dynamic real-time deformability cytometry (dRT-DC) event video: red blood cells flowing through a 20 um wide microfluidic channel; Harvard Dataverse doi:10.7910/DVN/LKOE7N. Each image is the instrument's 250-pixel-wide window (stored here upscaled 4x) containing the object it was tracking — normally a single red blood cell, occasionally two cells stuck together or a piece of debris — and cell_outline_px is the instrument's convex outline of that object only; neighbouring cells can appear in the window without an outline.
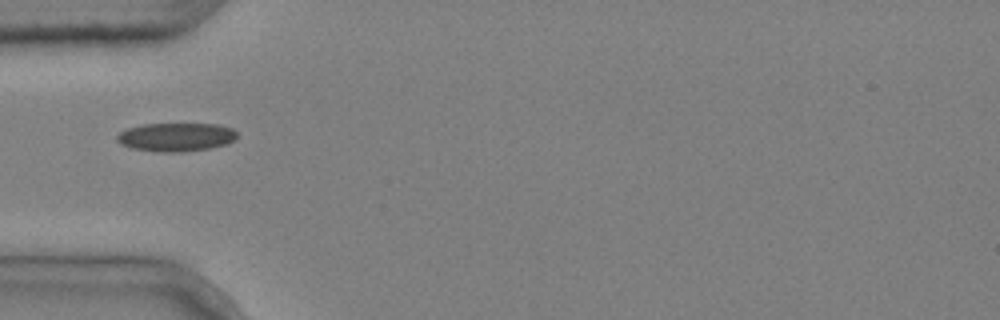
{"species": "common noctule bat (a hibernating species)", "species_latin": "Nyctalus noctula", "temperature_condition": "cold", "stored_images_in_passage": 1, "camera_frame_rate_fps": 3000, "um_per_image_px": 0.085, "animal": {"sex": "male", "body_mass_g": 20.4}, "frame": {"image": 1, "passage_image": 1, "time_ms": 0.0, "image_size_px": [1000, 320], "cell_outline_px": [[236, 140], [228, 144], [208, 148], [180, 152], [160, 152], [132, 148], [120, 144], [116, 140], [116, 136], [120, 132], [128, 128], [144, 124], [216, 124], [232, 128], [236, 132]], "centroid_in_image_um": [14.96, 11.65], "position_along_channel_um": 70.0, "area_um2": 19.94}}